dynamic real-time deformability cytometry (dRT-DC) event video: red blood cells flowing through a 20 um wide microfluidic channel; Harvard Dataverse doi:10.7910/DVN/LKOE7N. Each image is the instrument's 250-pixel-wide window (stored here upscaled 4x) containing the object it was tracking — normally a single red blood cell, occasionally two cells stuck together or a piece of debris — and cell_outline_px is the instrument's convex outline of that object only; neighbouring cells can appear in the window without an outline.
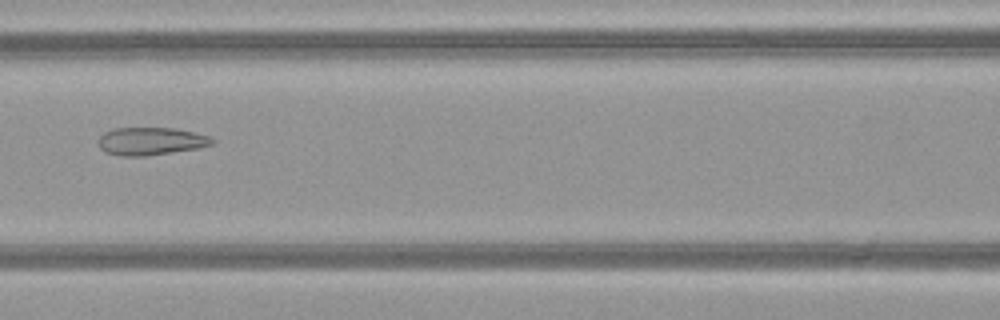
{"species": "common noctule bat (a hibernating species)", "species_latin": "Nyctalus noctula", "temperature_condition": "warm", "stored_images_in_passage": 43, "camera_frame_rate_fps": 3000, "um_per_image_px": 0.085, "animal": {"sex": "female", "body_mass_g": 21.9}, "frame": {"image": 1, "passage_image": 16, "time_ms": 5.0, "image_size_px": [1000, 320], "cell_outline_px": [[216, 140], [212, 144], [196, 148], [148, 156], [120, 156], [104, 152], [100, 148], [96, 140], [104, 132], [112, 128], [176, 128], [208, 136]], "centroid_in_image_um": [12.75, 12.0], "position_along_channel_um": 153.9, "area_um2": 18.5}}
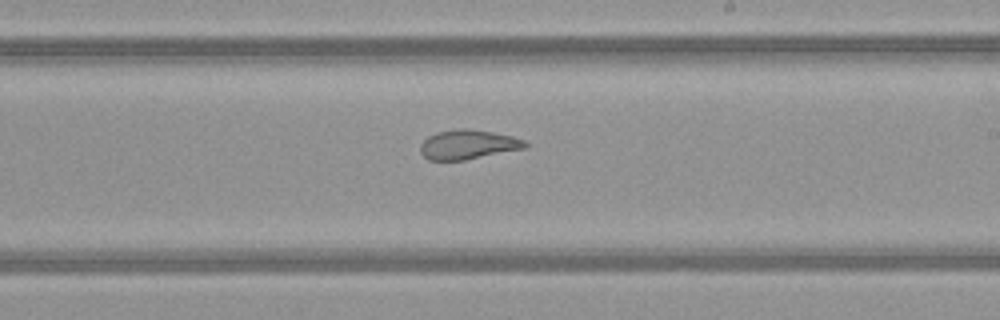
{"frame": {"image": 2, "passage_image": 23, "time_ms": 7.333, "image_size_px": [1000, 320], "cell_outline_px": [[528, 144], [524, 148], [464, 160], [428, 160], [420, 152], [420, 144], [428, 136], [436, 132], [460, 128], [468, 128], [492, 132], [512, 136], [524, 140]], "centroid_in_image_um": [39.74, 12.28], "position_along_channel_um": 249.3, "area_um2": 17.86}}
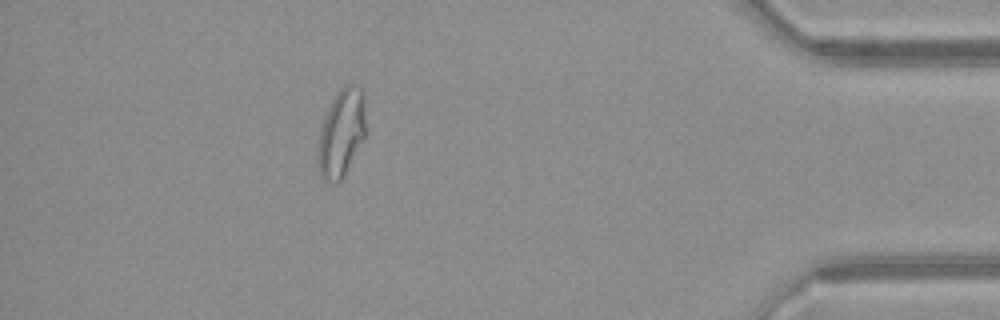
{"frame": {"image": 3, "passage_image": 38, "time_ms": 12.333, "image_size_px": [1000, 320], "cell_outline_px": [[364, 140], [344, 176], [336, 184], [332, 184], [324, 180], [320, 176], [316, 156], [316, 152], [320, 128], [324, 116], [336, 92], [340, 88], [348, 84], [352, 84], [364, 88]], "centroid_in_image_um": [28.99, 11.33], "position_along_channel_um": 406.2, "area_um2": 24.97}, "authors_computed_cell_mechanics": {"area_um2": 21.675, "velocity_mm_per_s": 4.0971, "shape_relaxation_time_tau1_ms": null, "shape_relaxation_time_tau2_ms": 1.2969, "deformation_change_tau1": null, "deformation_change_tau2": 0.0877}}